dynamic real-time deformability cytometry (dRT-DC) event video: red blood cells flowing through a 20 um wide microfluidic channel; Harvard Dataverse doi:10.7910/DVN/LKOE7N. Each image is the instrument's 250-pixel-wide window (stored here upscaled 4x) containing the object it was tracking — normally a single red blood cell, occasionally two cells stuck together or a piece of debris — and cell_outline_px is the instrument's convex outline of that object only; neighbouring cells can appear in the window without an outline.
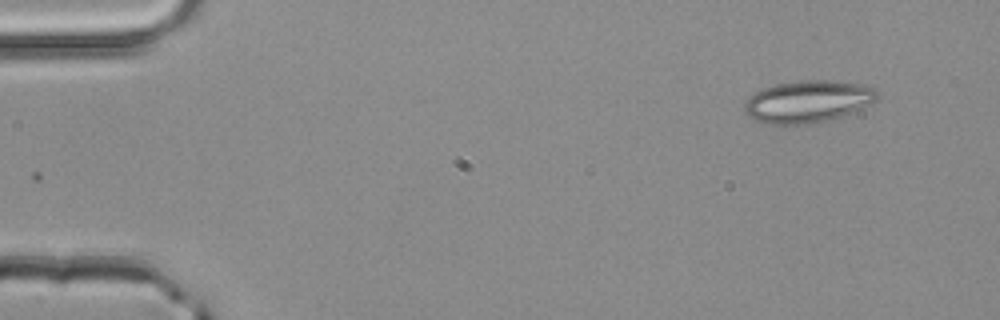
{"species": "common noctule bat (a hibernating species)", "species_latin": "Nyctalus noctula", "temperature_condition": "room temperature", "stored_images_in_passage": 2, "camera_frame_rate_fps": 3000, "um_per_image_px": 0.085, "animal": {"sex": "male", "body_mass_g": 20.4}, "frame": {"image": 1, "passage_image": 2, "time_ms": 0.333, "image_size_px": [1000, 320], "cell_outline_px": [[880, 96], [876, 100], [844, 116], [812, 124], [764, 124], [748, 116], [744, 112], [744, 104], [748, 96], [764, 88], [776, 84], [800, 80], [836, 80], [860, 84], [872, 88]], "centroid_in_image_um": [68.63, 8.63], "position_along_channel_um": 16.4, "area_um2": 32.71}}